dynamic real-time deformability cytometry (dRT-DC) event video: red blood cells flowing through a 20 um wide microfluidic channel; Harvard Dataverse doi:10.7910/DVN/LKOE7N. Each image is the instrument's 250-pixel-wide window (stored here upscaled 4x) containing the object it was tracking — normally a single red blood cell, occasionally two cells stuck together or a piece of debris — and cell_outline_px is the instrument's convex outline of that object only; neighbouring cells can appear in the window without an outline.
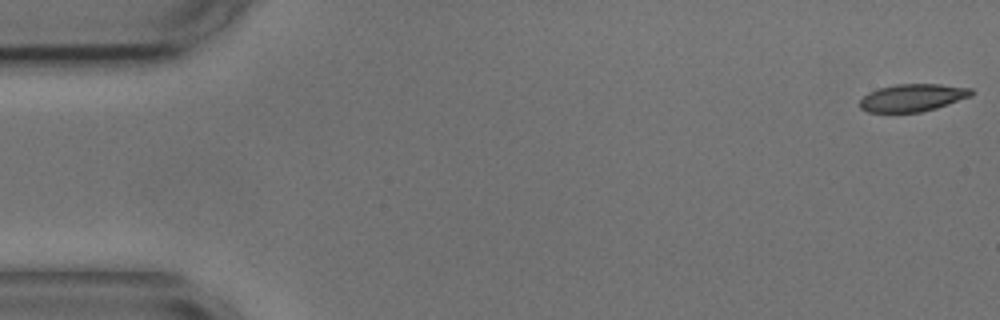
{"species": "common noctule bat (a hibernating species)", "species_latin": "Nyctalus noctula", "temperature_condition": "cold", "stored_images_in_passage": 44, "camera_frame_rate_fps": 3000, "um_per_image_px": 0.085, "animal": {"sex": "male", "body_mass_g": 17.9, "forearm_length_mm": 54.2}, "frame": {"image": 1, "passage_image": 1, "time_ms": 0.0, "image_size_px": [1000, 320], "cell_outline_px": [[976, 92], [972, 96], [936, 108], [920, 112], [868, 112], [860, 108], [860, 100], [868, 92], [880, 88], [896, 84], [940, 84], [972, 88]], "centroid_in_image_um": [77.6, 8.3], "position_along_channel_um": 7.4, "area_um2": 17.92}}
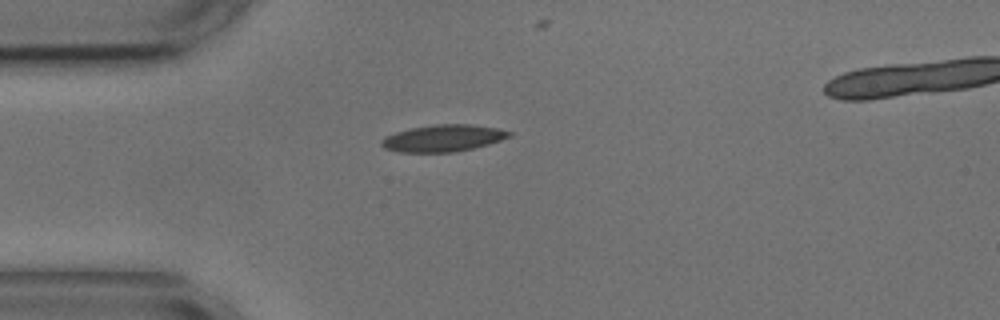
{"frame": {"image": 2, "passage_image": 14, "time_ms": 4.333, "image_size_px": [1000, 320], "cell_outline_px": [[512, 136], [488, 144], [456, 152], [400, 152], [384, 148], [380, 144], [380, 140], [396, 132], [412, 128], [436, 124], [472, 124], [496, 128], [512, 132]], "centroid_in_image_um": [37.67, 11.74], "position_along_channel_um": 47.3, "area_um2": 19.83}}
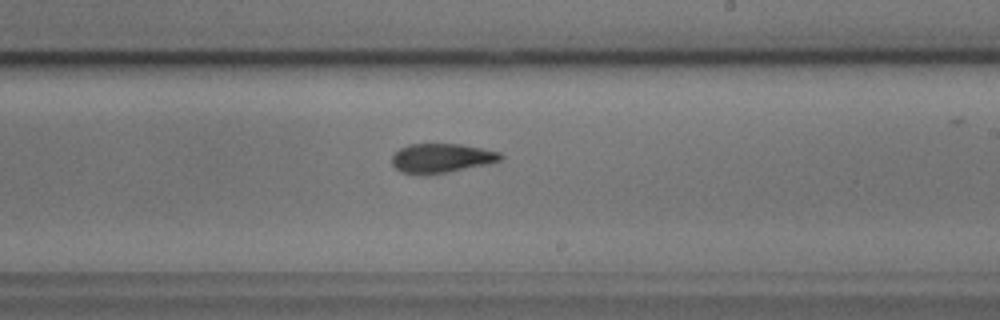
{"frame": {"image": 3, "passage_image": 32, "time_ms": 10.333, "image_size_px": [1000, 320], "cell_outline_px": [[504, 156], [500, 160], [484, 164], [444, 172], [400, 172], [392, 164], [392, 156], [400, 148], [408, 144], [460, 144], [500, 152]], "centroid_in_image_um": [37.51, 13.4], "position_along_channel_um": 251.5, "area_um2": 17.69}}